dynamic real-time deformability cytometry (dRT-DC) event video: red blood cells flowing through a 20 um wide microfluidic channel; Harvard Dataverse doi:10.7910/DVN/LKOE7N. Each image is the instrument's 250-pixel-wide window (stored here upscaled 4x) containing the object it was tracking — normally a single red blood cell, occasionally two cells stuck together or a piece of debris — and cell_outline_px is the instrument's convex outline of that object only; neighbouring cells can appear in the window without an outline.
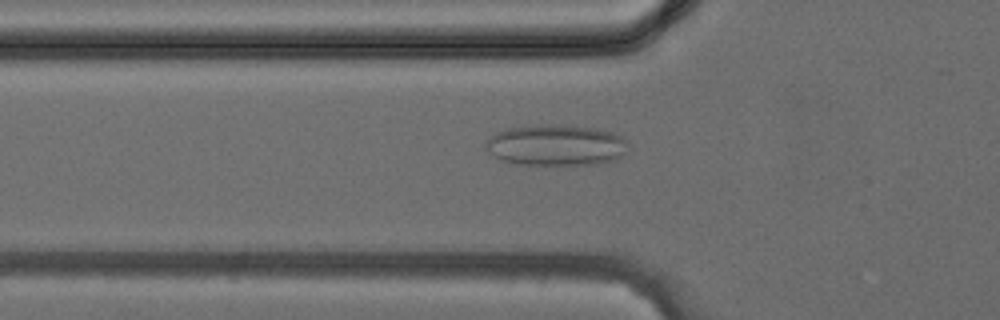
{"species": "common noctule bat (a hibernating species)", "species_latin": "Nyctalus noctula", "temperature_condition": "cold", "stored_images_in_passage": 30, "camera_frame_rate_fps": 3000, "um_per_image_px": 0.085, "animal": {"sex": "female", "body_mass_g": 24.6, "forearm_length_mm": 56.2}, "frame": {"image": 1, "passage_image": 5, "time_ms": 1.333, "image_size_px": [1000, 320], "cell_outline_px": [[628, 140], [624, 152], [616, 160], [600, 164], [508, 164], [500, 160], [488, 152], [484, 148], [484, 144], [488, 136], [496, 132], [508, 128], [540, 124], [596, 128], [612, 132], [624, 136]], "centroid_in_image_um": [47.21, 12.34], "position_along_channel_um": 78.6, "area_um2": 34.39}}
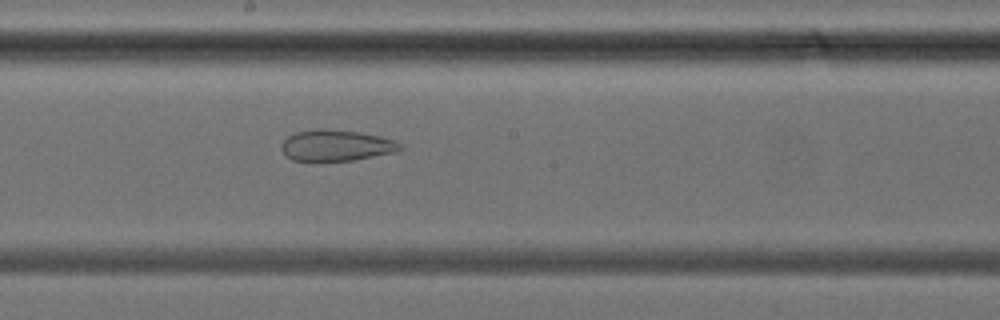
{"frame": {"image": 2, "passage_image": 13, "time_ms": 4.0, "image_size_px": [1000, 320], "cell_outline_px": [[404, 148], [400, 152], [352, 160], [292, 160], [284, 156], [280, 148], [280, 144], [288, 136], [296, 132], [316, 128], [324, 128], [356, 132], [380, 136], [396, 140]], "centroid_in_image_um": [28.59, 12.36], "position_along_channel_um": 219.6, "area_um2": 21.73}}